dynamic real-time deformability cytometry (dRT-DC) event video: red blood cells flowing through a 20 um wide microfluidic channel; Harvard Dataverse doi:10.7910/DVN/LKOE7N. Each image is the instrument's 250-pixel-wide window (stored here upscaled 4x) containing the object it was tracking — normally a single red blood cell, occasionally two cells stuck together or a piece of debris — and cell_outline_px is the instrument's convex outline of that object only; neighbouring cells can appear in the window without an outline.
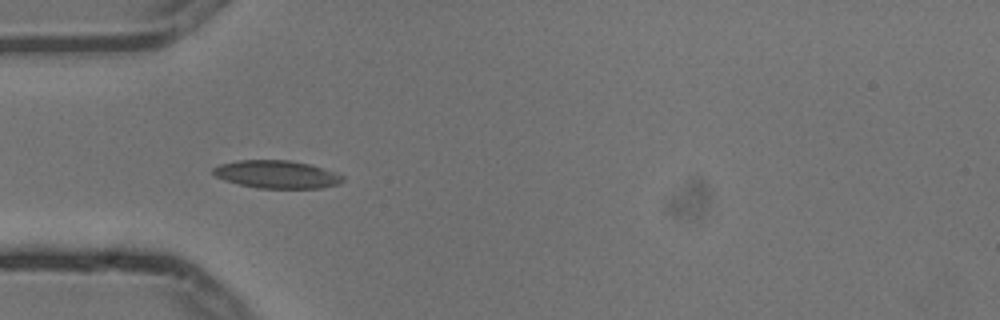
{"species": "common noctule bat (a hibernating species)", "species_latin": "Nyctalus noctula", "temperature_condition": "cold", "stored_images_in_passage": 8, "camera_frame_rate_fps": 3000, "um_per_image_px": 0.085, "animal": {"sex": "male", "body_mass_g": 13.3}, "frame": {"image": 1, "passage_image": 4, "time_ms": 1.0, "image_size_px": [1000, 320], "cell_outline_px": [[344, 180], [340, 184], [320, 188], [256, 188], [224, 180], [216, 176], [212, 172], [212, 168], [220, 164], [240, 160], [288, 160], [308, 164], [344, 176]], "centroid_in_image_um": [23.5, 14.83], "position_along_channel_um": 61.5, "area_um2": 20.81}}
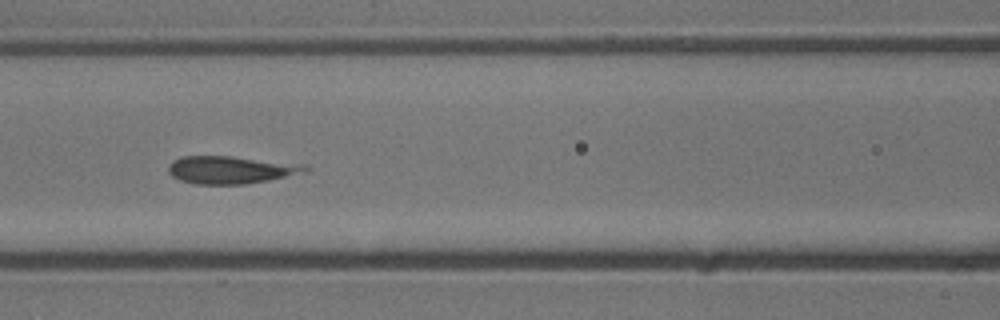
{"frame": {"image": 2, "passage_image": 6, "time_ms": 1.667, "image_size_px": [1000, 320], "cell_outline_px": [[312, 168], [308, 172], [248, 184], [196, 184], [180, 180], [172, 176], [168, 172], [168, 164], [172, 160], [180, 156], [232, 156], [308, 164]], "centroid_in_image_um": [19.67, 14.42], "position_along_channel_um": 146.9, "area_um2": 22.48}}
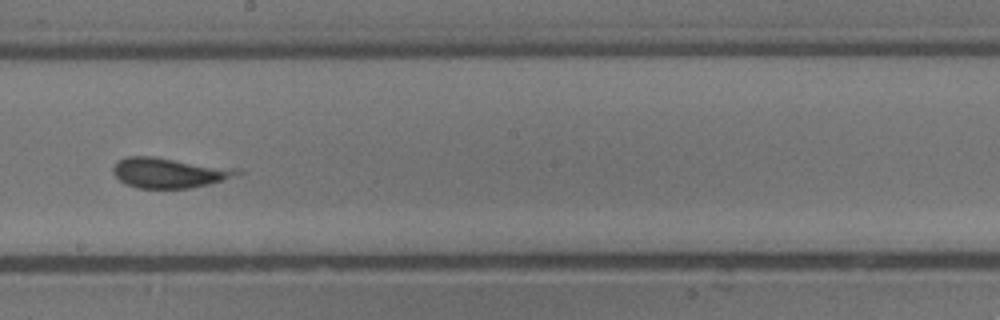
{"frame": {"image": 3, "passage_image": 8, "time_ms": 2.333, "image_size_px": [1000, 320], "cell_outline_px": [[244, 172], [224, 180], [208, 184], [188, 188], [136, 188], [124, 184], [112, 172], [112, 168], [116, 160], [128, 156], [152, 156], [240, 168]], "centroid_in_image_um": [14.37, 14.67], "position_along_channel_um": 233.8, "area_um2": 22.14}}